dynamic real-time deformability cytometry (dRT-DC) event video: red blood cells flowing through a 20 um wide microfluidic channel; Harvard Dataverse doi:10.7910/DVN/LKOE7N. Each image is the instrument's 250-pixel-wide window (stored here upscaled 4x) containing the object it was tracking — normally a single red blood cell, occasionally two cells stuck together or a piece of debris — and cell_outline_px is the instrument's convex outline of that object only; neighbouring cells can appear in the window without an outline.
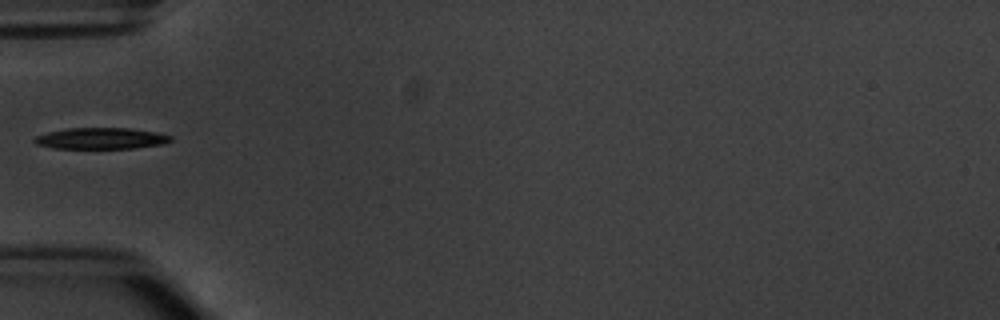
{"species": "common noctule bat (a hibernating species)", "species_latin": "Nyctalus noctula", "temperature_condition": "warm", "stored_images_in_passage": 3, "camera_frame_rate_fps": 3000, "um_per_image_px": 0.085, "animal": {"sex": "male", "body_mass_g": 20.1, "forearm_length_mm": 53.5}, "frame": {"image": 1, "passage_image": 1, "time_ms": 0.0, "image_size_px": [1000, 320], "cell_outline_px": [[172, 140], [160, 144], [136, 148], [52, 148], [36, 144], [32, 140], [36, 136], [48, 132], [68, 128], [128, 128], [156, 132], [172, 136]], "centroid_in_image_um": [8.56, 11.76], "position_along_channel_um": 76.4, "area_um2": 16.76}}